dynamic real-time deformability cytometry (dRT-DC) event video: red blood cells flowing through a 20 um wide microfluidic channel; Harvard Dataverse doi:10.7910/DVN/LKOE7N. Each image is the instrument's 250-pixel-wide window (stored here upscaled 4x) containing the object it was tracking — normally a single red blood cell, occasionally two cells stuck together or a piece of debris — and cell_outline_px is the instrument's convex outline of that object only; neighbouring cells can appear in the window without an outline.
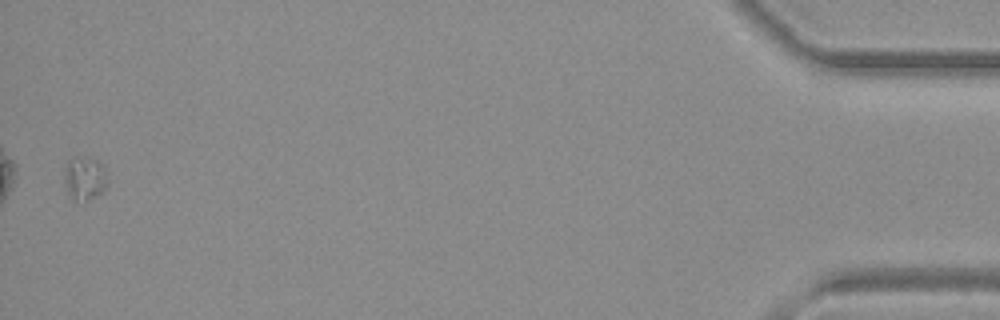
{"species": "common noctule bat (a hibernating species)", "species_latin": "Nyctalus noctula", "temperature_condition": "warm", "stored_images_in_passage": 33, "camera_frame_rate_fps": 3000, "um_per_image_px": 0.085, "animal": {"sex": "female", "body_mass_g": 19.3, "forearm_length_mm": 54.1}, "frame": {"image": 1, "passage_image": 33, "time_ms": 10.667, "image_size_px": [1000, 320], "cell_outline_px": [[108, 184], [104, 192], [84, 204], [72, 200], [68, 196], [64, 168], [68, 160], [80, 156], [84, 156], [96, 160], [104, 164], [108, 180]], "centroid_in_image_um": [7.24, 15.21], "position_along_channel_um": 428.0, "area_um2": 11.56}}